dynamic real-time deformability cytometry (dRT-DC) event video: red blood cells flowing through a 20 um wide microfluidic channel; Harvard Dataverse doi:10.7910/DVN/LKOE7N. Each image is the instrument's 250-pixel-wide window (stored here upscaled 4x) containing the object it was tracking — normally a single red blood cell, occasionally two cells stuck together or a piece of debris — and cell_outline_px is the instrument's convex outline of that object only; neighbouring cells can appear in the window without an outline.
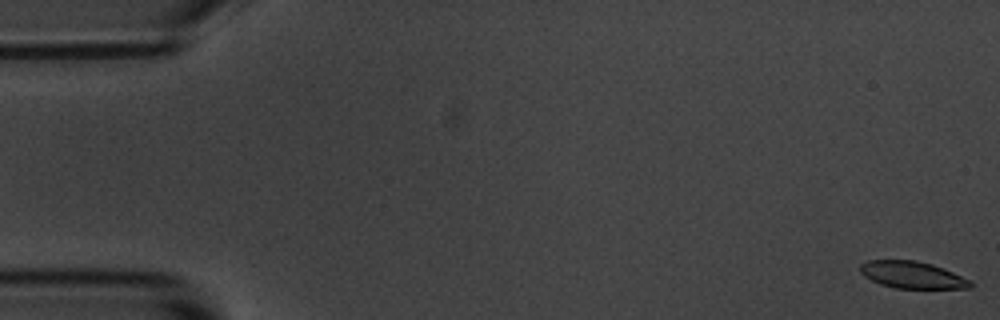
{"species": "common noctule bat (a hibernating species)", "species_latin": "Nyctalus noctula", "temperature_condition": "room temperature", "stored_images_in_passage": 56, "camera_frame_rate_fps": 3000, "um_per_image_px": 0.085, "animal": {"sex": "male", "body_mass_g": 20.1, "forearm_length_mm": 53.5}, "frame": {"image": 1, "passage_image": 1, "time_ms": 0.0, "image_size_px": [1000, 320], "cell_outline_px": [[972, 288], [896, 288], [880, 284], [864, 276], [860, 272], [860, 264], [868, 260], [916, 260], [932, 264], [944, 268], [972, 280]], "centroid_in_image_um": [77.56, 23.36], "position_along_channel_um": 7.4, "area_um2": 17.4}}
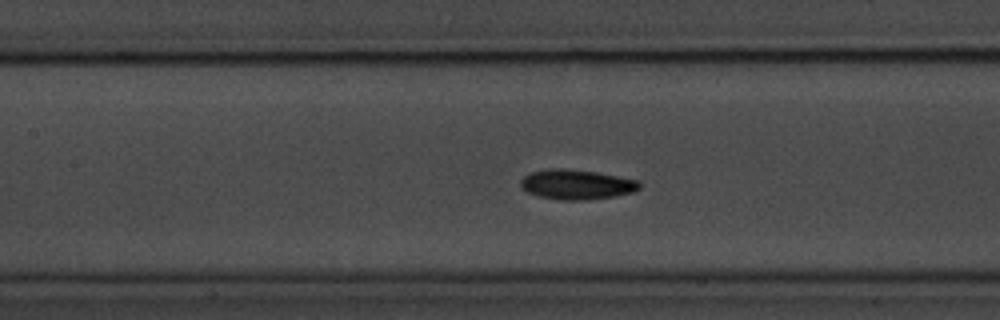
{"frame": {"image": 2, "passage_image": 25, "time_ms": 8.0, "image_size_px": [1000, 320], "cell_outline_px": [[640, 188], [632, 192], [616, 196], [588, 200], [560, 200], [540, 196], [528, 192], [520, 184], [520, 180], [524, 176], [532, 172], [552, 168], [564, 168], [596, 172], [636, 180], [640, 184]], "centroid_in_image_um": [49.0, 15.68], "position_along_channel_um": 158.4, "area_um2": 20.46}}
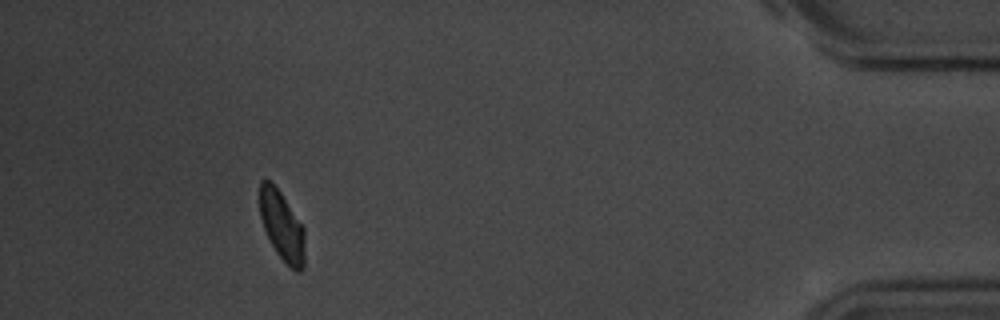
{"frame": {"image": 3, "passage_image": 51, "time_ms": 16.667, "image_size_px": [1000, 320], "cell_outline_px": [[304, 268], [300, 272], [296, 272], [276, 252], [264, 228], [260, 216], [260, 180], [268, 180], [280, 192], [304, 228]], "centroid_in_image_um": [23.97, 19.22], "position_along_channel_um": 411.2, "area_um2": 17.8}, "authors_computed_cell_mechanics": {"area_um2": 19.3919, "velocity_mm_per_s": 3.6166, "shape_relaxation_time_tau1_ms": 2.7199, "shape_relaxation_time_tau2_ms": 4.4502, "deformation_change_tau1": 0.0951, "deformation_change_tau2": 0.0835}}